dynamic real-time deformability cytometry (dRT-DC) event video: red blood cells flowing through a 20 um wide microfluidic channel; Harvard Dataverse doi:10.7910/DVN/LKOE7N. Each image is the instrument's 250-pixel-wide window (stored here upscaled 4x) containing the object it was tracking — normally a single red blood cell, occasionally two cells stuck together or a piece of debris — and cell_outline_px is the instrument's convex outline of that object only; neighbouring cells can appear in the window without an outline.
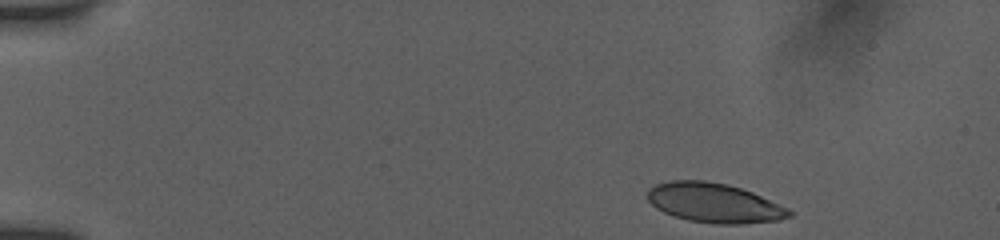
{"species": "human", "species_latin": "Homo sapiens", "temperature_condition": "room temperature", "stored_images_in_passage": 9, "camera_frame_rate_fps": 3000, "um_per_image_px": 0.085, "donor": {"sex": "female"}, "frame": {"image": 1, "passage_image": 1, "time_ms": 0.0, "image_size_px": [1000, 240], "cell_outline_px": [[792, 216], [780, 220], [744, 224], [716, 224], [688, 220], [664, 212], [656, 208], [648, 200], [648, 188], [656, 184], [672, 180], [704, 180], [728, 184], [752, 192], [788, 208], [792, 212]], "centroid_in_image_um": [60.72, 17.25], "position_along_channel_um": 24.3, "area_um2": 32.6}}
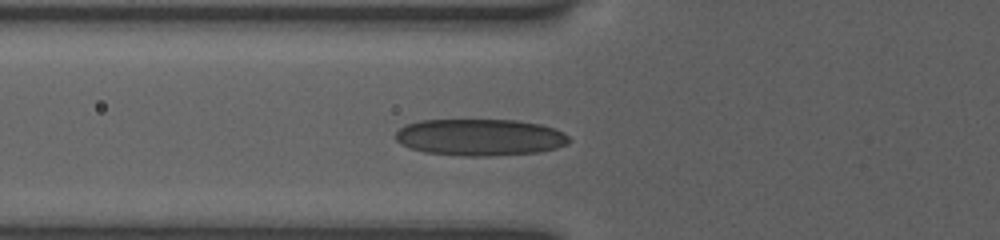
{"frame": {"image": 2, "passage_image": 6, "time_ms": 4.333, "image_size_px": [1000, 240], "cell_outline_px": [[572, 140], [568, 144], [556, 148], [540, 152], [488, 156], [464, 156], [424, 152], [400, 144], [392, 136], [404, 124], [420, 120], [516, 120], [540, 124], [564, 132]], "centroid_in_image_um": [40.78, 11.67], "position_along_channel_um": 85.0, "area_um2": 37.45}}
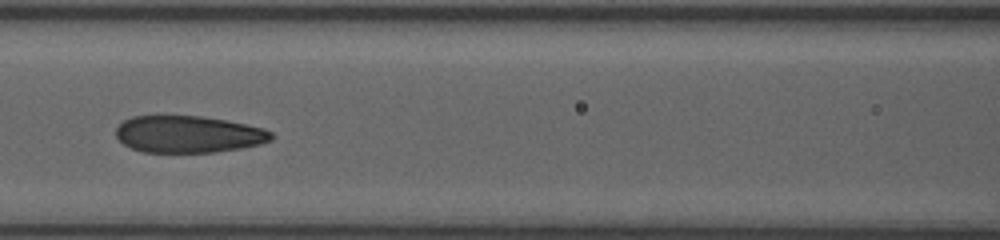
{"frame": {"image": 3, "passage_image": 8, "time_ms": 6.0, "image_size_px": [1000, 240], "cell_outline_px": [[276, 136], [272, 140], [260, 144], [244, 148], [216, 152], [144, 152], [132, 148], [124, 144], [116, 136], [116, 128], [124, 120], [132, 116], [200, 116], [224, 120], [264, 128], [272, 132]], "centroid_in_image_um": [16.05, 11.42], "position_along_channel_um": 150.6, "area_um2": 33.47}}